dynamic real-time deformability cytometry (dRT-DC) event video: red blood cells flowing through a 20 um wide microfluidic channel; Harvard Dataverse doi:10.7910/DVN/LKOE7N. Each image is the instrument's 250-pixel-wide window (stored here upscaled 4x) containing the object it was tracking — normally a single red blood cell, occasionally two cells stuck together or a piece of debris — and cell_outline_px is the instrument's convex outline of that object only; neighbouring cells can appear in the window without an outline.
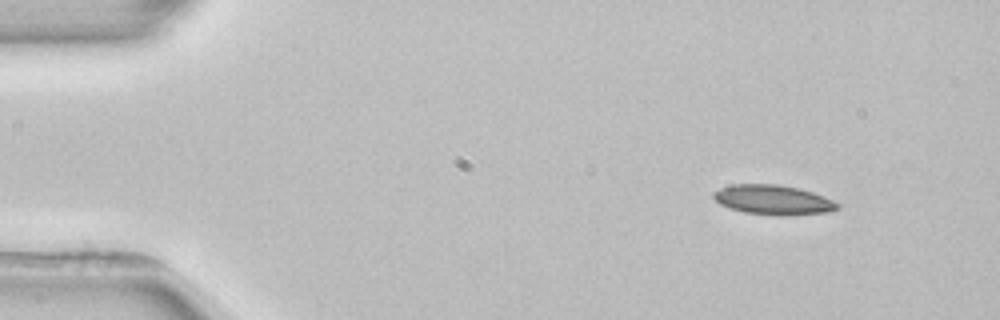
{"species": "common noctule bat (a hibernating species)", "species_latin": "Nyctalus noctula", "temperature_condition": "room temperature", "stored_images_in_passage": 3, "camera_frame_rate_fps": 3000, "um_per_image_px": 0.085, "animal": {"sex": "female", "body_mass_g": 22.7, "forearm_length_mm": 54.2}, "frame": {"image": 1, "passage_image": 1, "time_ms": 0.0, "image_size_px": [1000, 320], "cell_outline_px": [[840, 208], [828, 212], [784, 216], [780, 216], [744, 212], [728, 208], [720, 204], [712, 196], [712, 192], [720, 188], [732, 184], [776, 184], [796, 188], [812, 192], [824, 196], [840, 204]], "centroid_in_image_um": [65.7, 16.99], "position_along_channel_um": 19.3, "area_um2": 21.5}}
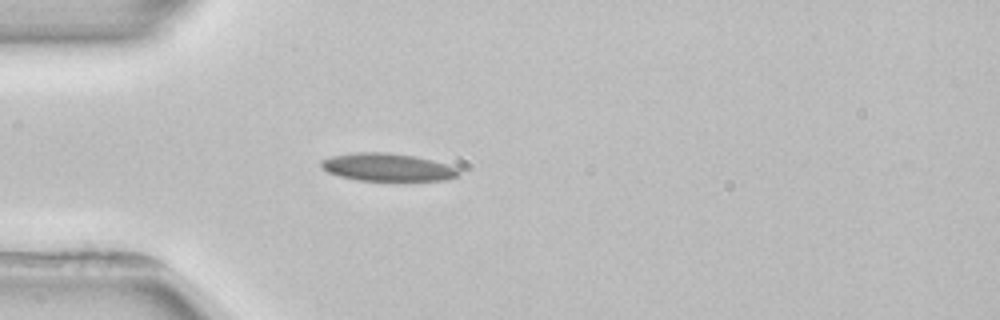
{"frame": {"image": 2, "passage_image": 3, "time_ms": 3.0, "image_size_px": [1000, 320], "cell_outline_px": [[460, 176], [444, 180], [356, 180], [340, 176], [328, 172], [320, 168], [320, 160], [332, 156], [356, 152], [388, 152], [416, 156], [432, 160], [456, 168], [460, 172]], "centroid_in_image_um": [32.89, 14.21], "position_along_channel_um": 52.1, "area_um2": 22.2}}